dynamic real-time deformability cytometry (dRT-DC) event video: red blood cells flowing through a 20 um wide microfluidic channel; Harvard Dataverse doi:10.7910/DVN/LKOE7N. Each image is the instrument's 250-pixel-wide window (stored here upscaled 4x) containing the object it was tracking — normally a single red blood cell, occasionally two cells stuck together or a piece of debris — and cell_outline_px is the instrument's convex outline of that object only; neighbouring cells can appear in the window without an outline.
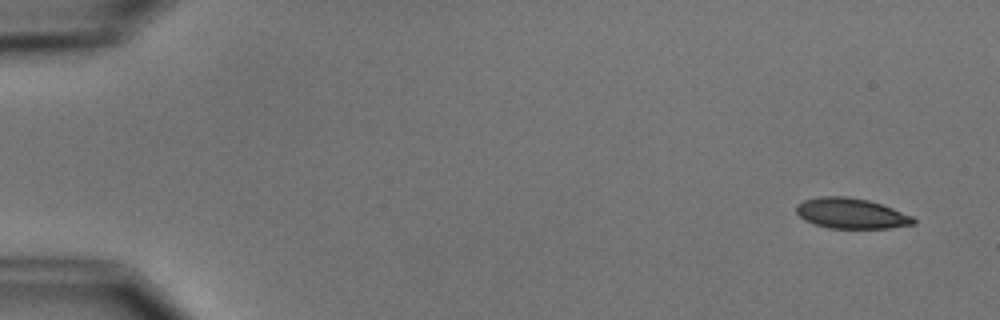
{"species": "common noctule bat (a hibernating species)", "species_latin": "Nyctalus noctula", "temperature_condition": "cold", "stored_images_in_passage": 3, "camera_frame_rate_fps": 3000, "um_per_image_px": 0.085, "animal": {"sex": "male", "body_mass_g": 15.6}, "frame": {"image": 1, "passage_image": 1, "time_ms": 0.0, "image_size_px": [1000, 320], "cell_outline_px": [[916, 224], [888, 228], [828, 228], [804, 220], [796, 212], [796, 204], [804, 200], [820, 196], [848, 196], [868, 200], [892, 208], [912, 216], [916, 220]], "centroid_in_image_um": [72.34, 18.13], "position_along_channel_um": 12.7, "area_um2": 20.75}}